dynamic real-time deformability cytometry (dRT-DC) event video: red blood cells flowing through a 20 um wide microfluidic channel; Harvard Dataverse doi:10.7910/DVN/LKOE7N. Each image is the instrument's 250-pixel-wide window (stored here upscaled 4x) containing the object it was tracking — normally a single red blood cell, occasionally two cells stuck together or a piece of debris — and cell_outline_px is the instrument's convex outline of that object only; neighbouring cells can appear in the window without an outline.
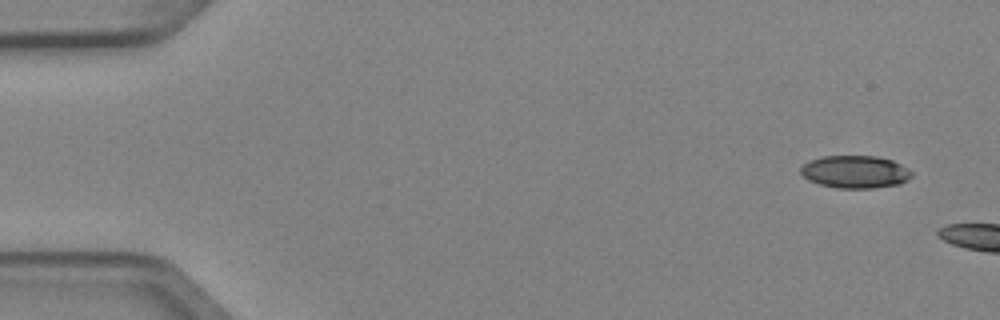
{"species": "Egyptian fruit bat (a non-hibernating species)", "species_latin": "Rousettus aegyptiacus", "temperature_condition": "cold", "stored_images_in_passage": 5, "camera_frame_rate_fps": 3000, "um_per_image_px": 0.085, "animal": {"sex": "female"}, "frame": {"image": 1, "passage_image": 1, "time_ms": 0.0, "image_size_px": [1000, 320], "cell_outline_px": [[912, 176], [908, 180], [900, 184], [872, 188], [836, 188], [820, 184], [808, 180], [800, 172], [800, 168], [804, 164], [812, 160], [824, 156], [876, 156], [892, 160], [908, 168], [912, 172]], "centroid_in_image_um": [72.71, 14.61], "position_along_channel_um": 12.3, "area_um2": 21.04}}
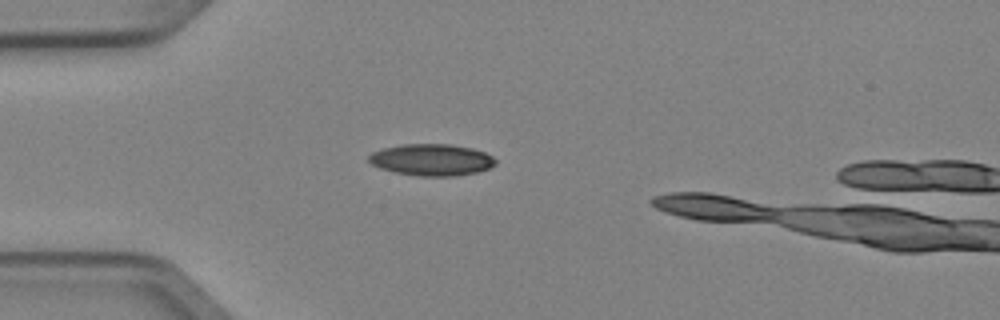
{"frame": {"image": 2, "passage_image": 4, "time_ms": 1.0, "image_size_px": [1000, 320], "cell_outline_px": [[496, 164], [488, 168], [476, 172], [452, 176], [420, 176], [396, 172], [380, 168], [372, 164], [368, 160], [368, 156], [372, 152], [384, 148], [404, 144], [452, 144], [472, 148], [484, 152], [492, 156], [496, 160]], "centroid_in_image_um": [36.69, 13.57], "position_along_channel_um": 48.3, "area_um2": 23.24}}